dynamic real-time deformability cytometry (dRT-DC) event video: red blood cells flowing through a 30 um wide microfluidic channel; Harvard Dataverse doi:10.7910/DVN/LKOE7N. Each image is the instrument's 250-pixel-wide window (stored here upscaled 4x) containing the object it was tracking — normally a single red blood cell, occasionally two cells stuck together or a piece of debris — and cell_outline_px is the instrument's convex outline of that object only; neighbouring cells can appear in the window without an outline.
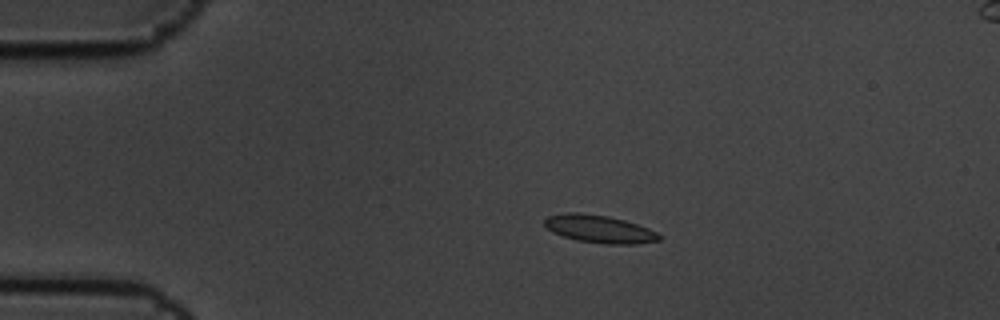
{"species": "common noctule bat (a hibernating species)", "species_latin": "Nyctalus noctula", "temperature_condition": "cold", "stored_images_in_passage": 8, "camera_frame_rate_fps": 3000, "um_per_image_px": 0.085, "animal": {"sex": "male", "body_mass_g": 19.5, "forearm_length_mm": 54.6}, "frame": {"image": 1, "passage_image": 2, "time_ms": 0.333, "image_size_px": [1000, 320], "cell_outline_px": [[664, 236], [660, 240], [636, 244], [604, 244], [576, 240], [552, 232], [544, 224], [544, 220], [548, 216], [564, 212], [580, 212], [608, 216], [624, 220], [648, 228]], "centroid_in_image_um": [50.95, 19.46], "position_along_channel_um": 34.0, "area_um2": 18.61}}
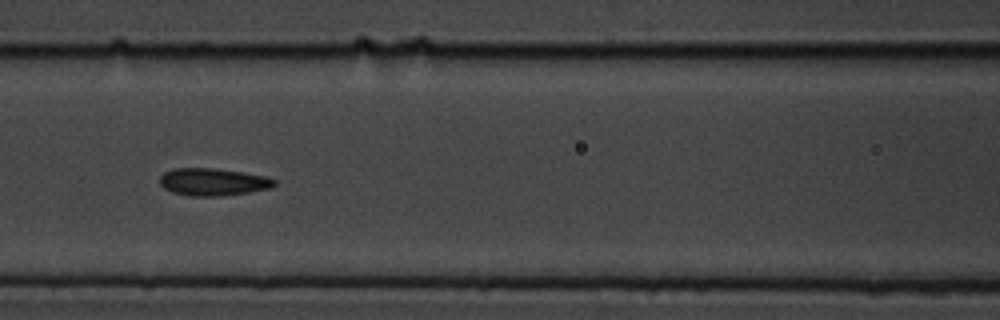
{"frame": {"image": 2, "passage_image": 6, "time_ms": 1.667, "image_size_px": [1000, 320], "cell_outline_px": [[276, 184], [272, 188], [248, 192], [220, 196], [188, 196], [172, 192], [164, 188], [160, 184], [160, 176], [164, 172], [172, 168], [216, 168], [244, 172], [264, 176], [276, 180]], "centroid_in_image_um": [18.09, 15.46], "position_along_channel_um": 148.5, "area_um2": 18.44}}
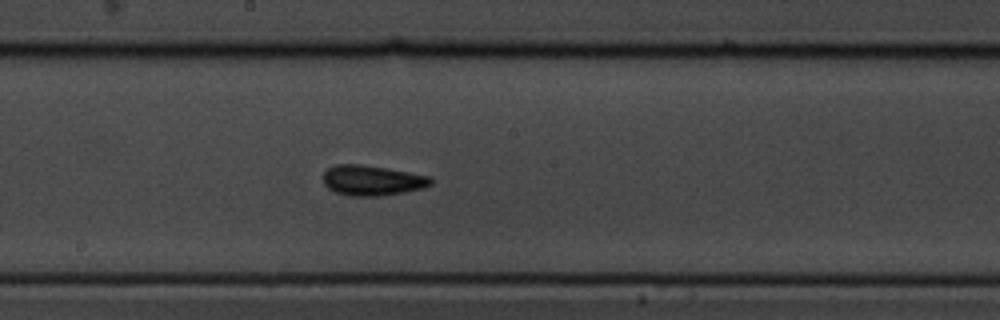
{"frame": {"image": 3, "passage_image": 8, "time_ms": 2.333, "image_size_px": [1000, 320], "cell_outline_px": [[432, 184], [424, 188], [404, 192], [380, 196], [352, 196], [336, 192], [328, 188], [324, 184], [324, 172], [328, 168], [336, 164], [360, 164], [388, 168], [428, 176], [432, 180]], "centroid_in_image_um": [31.63, 15.33], "position_along_channel_um": 216.6, "area_um2": 18.9}}